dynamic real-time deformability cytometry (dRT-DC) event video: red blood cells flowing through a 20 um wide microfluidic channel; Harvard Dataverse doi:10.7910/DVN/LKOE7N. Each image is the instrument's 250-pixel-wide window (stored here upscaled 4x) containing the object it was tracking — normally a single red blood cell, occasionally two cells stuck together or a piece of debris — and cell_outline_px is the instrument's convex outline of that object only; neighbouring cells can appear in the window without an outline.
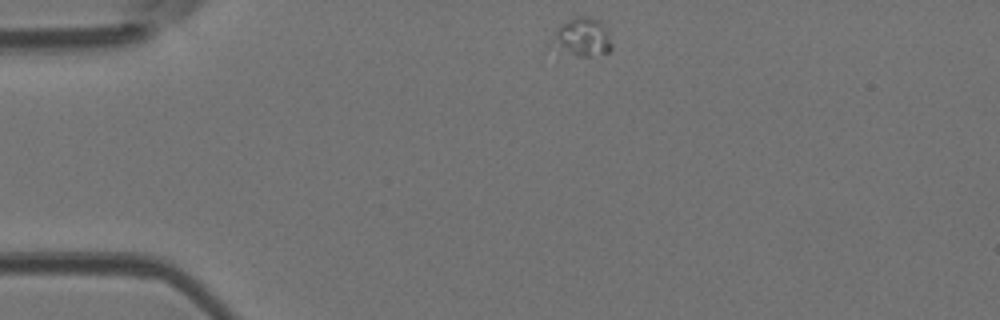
{"species": "Egyptian fruit bat (a non-hibernating species)", "species_latin": "Rousettus aegyptiacus", "temperature_condition": "room temperature", "stored_images_in_passage": 3, "camera_frame_rate_fps": 3000, "um_per_image_px": 0.085, "animal": {"sex": "female"}, "frame": {"image": 1, "passage_image": 1, "time_ms": 0.0, "image_size_px": [1000, 320], "cell_outline_px": [[612, 48], [608, 52], [588, 56], [576, 56], [548, 48], [556, 28], [560, 24], [576, 16], [588, 16], [600, 20], [604, 24], [608, 32], [612, 44]], "centroid_in_image_um": [49.43, 3.16], "position_along_channel_um": 35.6, "area_um2": 13.87}}
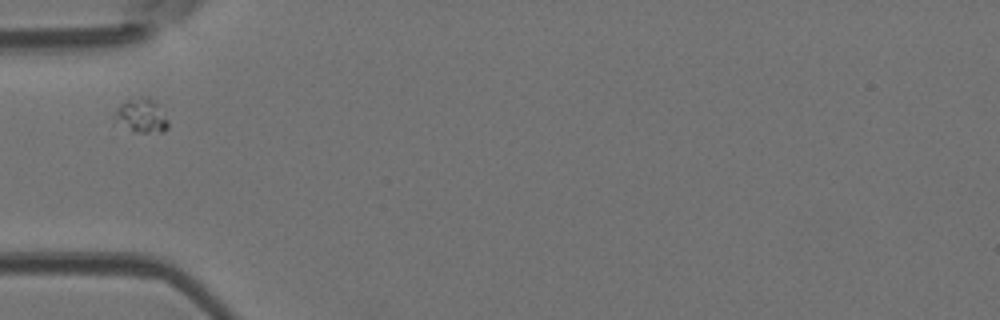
{"frame": {"image": 2, "passage_image": 3, "time_ms": 0.667, "image_size_px": [1000, 320], "cell_outline_px": [[168, 128], [160, 132], [136, 132], [116, 120], [116, 108], [120, 104], [128, 100], [140, 96], [144, 96], [152, 100], [156, 104], [168, 120]], "centroid_in_image_um": [12.05, 9.82], "position_along_channel_um": 73.0, "area_um2": 10.06}}